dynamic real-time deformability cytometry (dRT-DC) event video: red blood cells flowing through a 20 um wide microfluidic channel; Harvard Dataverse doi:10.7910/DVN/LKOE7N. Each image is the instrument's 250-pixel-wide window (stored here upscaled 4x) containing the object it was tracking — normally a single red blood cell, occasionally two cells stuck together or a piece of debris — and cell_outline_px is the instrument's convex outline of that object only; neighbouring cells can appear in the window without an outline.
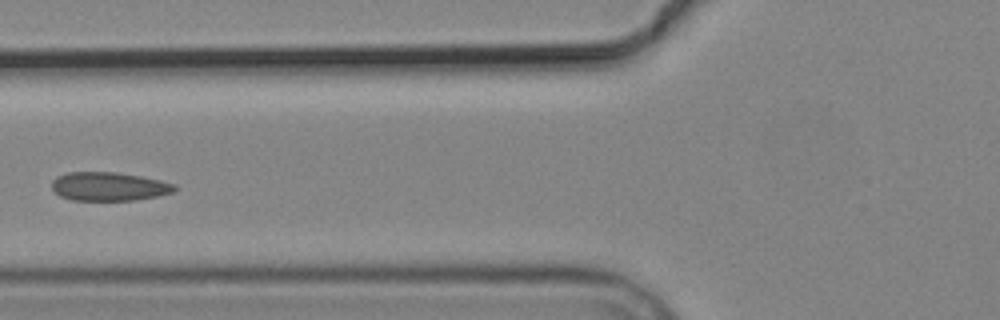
{"species": "common noctule bat (a hibernating species)", "species_latin": "Nyctalus noctula", "temperature_condition": "cold", "stored_images_in_passage": 5, "camera_frame_rate_fps": 3000, "um_per_image_px": 0.085, "animal": {"sex": "male", "body_mass_g": 19.2, "forearm_length_mm": 51.8}, "frame": {"image": 1, "passage_image": 5, "time_ms": 5.667, "image_size_px": [1000, 320], "cell_outline_px": [[176, 188], [172, 192], [156, 196], [136, 200], [72, 200], [60, 196], [52, 188], [52, 180], [56, 176], [68, 172], [116, 172], [140, 176], [160, 180], [176, 184]], "centroid_in_image_um": [9.24, 15.84], "position_along_channel_um": 116.6, "area_um2": 20.46}}